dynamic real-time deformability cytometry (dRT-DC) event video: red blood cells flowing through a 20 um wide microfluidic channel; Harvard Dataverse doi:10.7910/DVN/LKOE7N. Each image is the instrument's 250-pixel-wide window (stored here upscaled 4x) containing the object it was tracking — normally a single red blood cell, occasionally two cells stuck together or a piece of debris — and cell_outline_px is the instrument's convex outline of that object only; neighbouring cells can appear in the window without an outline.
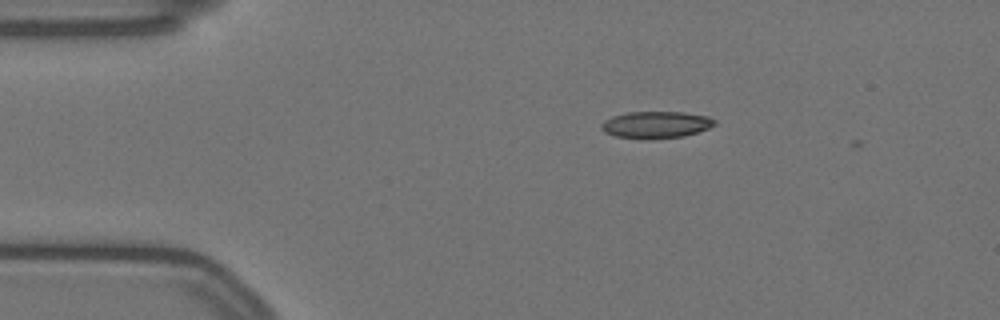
{"species": "Egyptian fruit bat (a non-hibernating species)", "species_latin": "Rousettus aegyptiacus", "temperature_condition": "warm", "stored_images_in_passage": 10, "camera_frame_rate_fps": 3000, "um_per_image_px": 0.085, "animal": {"sex": "female"}, "frame": {"image": 1, "passage_image": 4, "time_ms": 1.0, "image_size_px": [1000, 320], "cell_outline_px": [[716, 124], [708, 128], [684, 136], [616, 136], [604, 132], [600, 128], [600, 124], [604, 120], [612, 116], [628, 112], [684, 112], [708, 116], [716, 120]], "centroid_in_image_um": [55.77, 10.54], "position_along_channel_um": 29.2, "area_um2": 16.94}}